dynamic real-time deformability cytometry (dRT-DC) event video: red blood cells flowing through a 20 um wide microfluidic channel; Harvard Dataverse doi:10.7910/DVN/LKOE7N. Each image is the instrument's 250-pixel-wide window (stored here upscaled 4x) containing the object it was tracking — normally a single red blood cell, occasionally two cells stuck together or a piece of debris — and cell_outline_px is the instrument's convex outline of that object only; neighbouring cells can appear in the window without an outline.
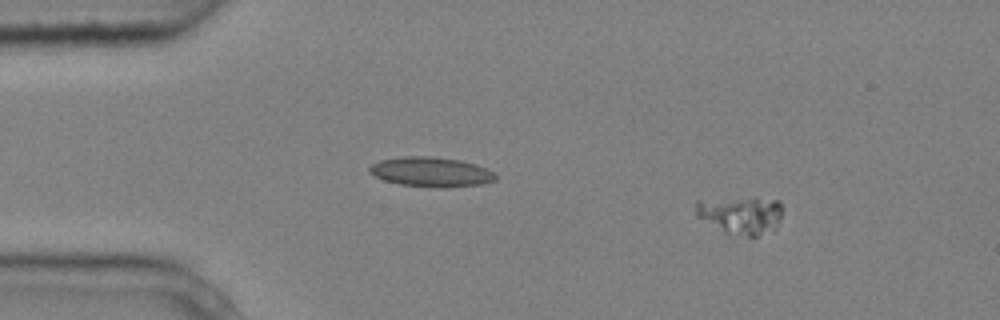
{"species": "common noctule bat (a hibernating species)", "species_latin": "Nyctalus noctula", "temperature_condition": "cold", "stored_images_in_passage": 6, "camera_frame_rate_fps": 3000, "um_per_image_px": 0.085, "animal": {"sex": "male", "body_mass_g": 20.4}, "frame": {"image": 1, "passage_image": 2, "time_ms": 0.333, "image_size_px": [1000, 320], "cell_outline_px": [[780, 220], [776, 228], [756, 236], [728, 236], [696, 216], [696, 200], [756, 196], [780, 200]], "centroid_in_image_um": [62.93, 18.26], "position_along_channel_um": 22.1, "area_um2": 19.83}}
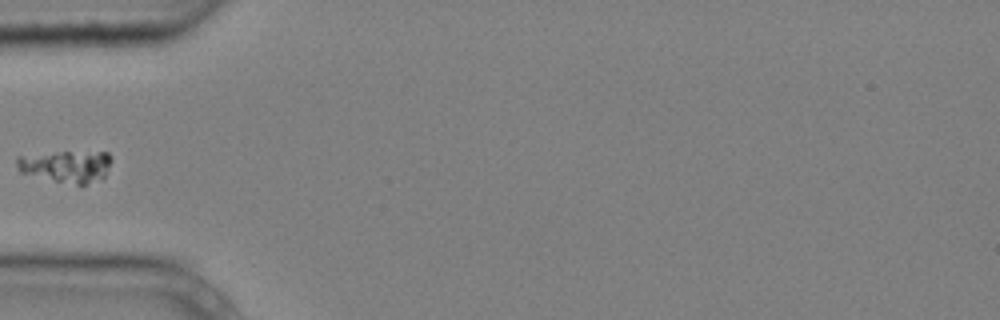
{"frame": {"image": 2, "passage_image": 5, "time_ms": 1.333, "image_size_px": [1000, 320], "cell_outline_px": [[112, 160], [104, 176], [100, 180], [84, 184], [76, 184], [56, 180], [20, 172], [16, 164], [16, 156], [60, 152], [108, 152], [112, 156]], "centroid_in_image_um": [5.66, 14.11], "position_along_channel_um": 79.3, "area_um2": 17.34}}
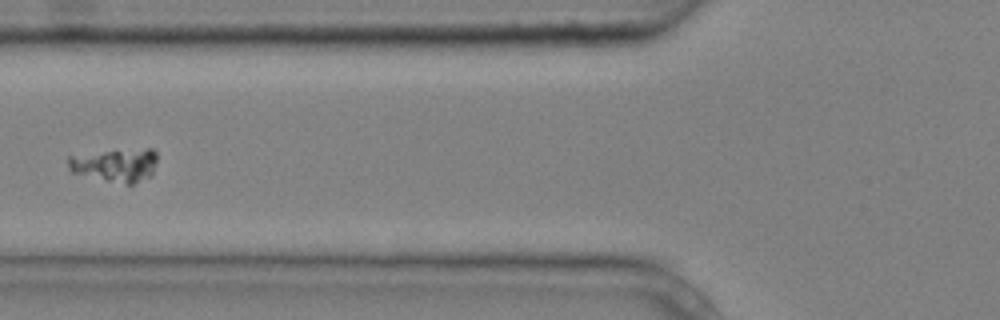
{"frame": {"image": 3, "passage_image": 6, "time_ms": 1.667, "image_size_px": [1000, 320], "cell_outline_px": [[156, 160], [152, 176], [132, 184], [128, 184], [108, 180], [72, 172], [68, 168], [68, 156], [104, 152], [148, 148], [152, 148], [156, 152]], "centroid_in_image_um": [9.86, 14.03], "position_along_channel_um": 115.9, "area_um2": 16.82}}